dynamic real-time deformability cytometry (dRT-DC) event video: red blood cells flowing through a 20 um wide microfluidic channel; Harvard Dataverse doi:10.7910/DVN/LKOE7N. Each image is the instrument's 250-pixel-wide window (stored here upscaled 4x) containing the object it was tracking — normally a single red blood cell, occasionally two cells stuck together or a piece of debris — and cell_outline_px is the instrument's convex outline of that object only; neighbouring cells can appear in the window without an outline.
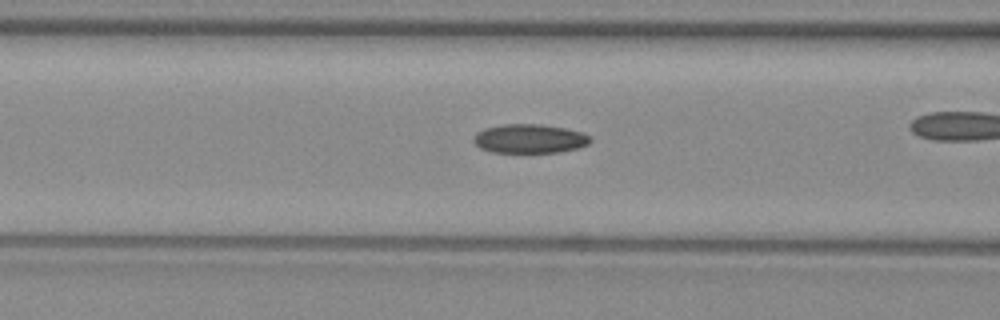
{"species": "common noctule bat (a hibernating species)", "species_latin": "Nyctalus noctula", "temperature_condition": "warm", "stored_images_in_passage": 19, "camera_frame_rate_fps": 3000, "um_per_image_px": 0.085, "animal": {"sex": "female", "body_mass_g": 29.2, "forearm_length_mm": 56.3}, "frame": {"image": 1, "passage_image": 4, "time_ms": 1.0, "image_size_px": [1000, 320], "cell_outline_px": [[592, 140], [588, 144], [580, 148], [560, 152], [492, 152], [480, 148], [472, 140], [472, 136], [476, 132], [484, 128], [504, 124], [540, 124], [564, 128], [584, 132]], "centroid_in_image_um": [45.0, 11.78], "position_along_channel_um": 121.6, "area_um2": 19.88}}
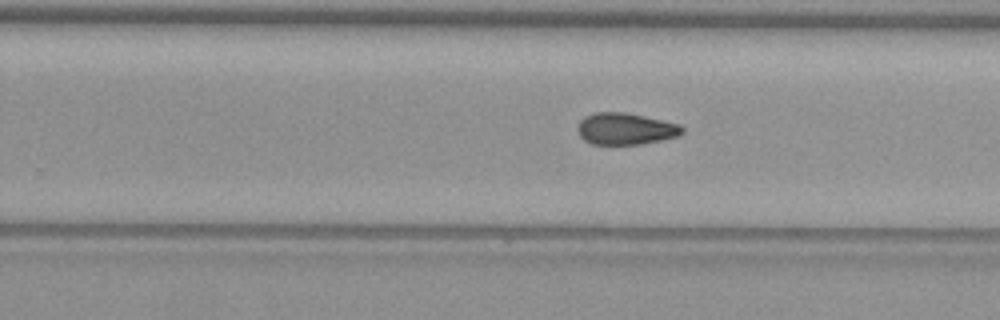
{"frame": {"image": 2, "passage_image": 16, "time_ms": 5.0, "image_size_px": [1000, 320], "cell_outline_px": [[684, 132], [680, 136], [640, 144], [592, 144], [584, 140], [580, 136], [576, 128], [580, 120], [584, 116], [592, 112], [624, 112], [644, 116], [680, 124], [684, 128]], "centroid_in_image_um": [53.16, 10.94], "position_along_channel_um": 276.6, "area_um2": 19.48}}